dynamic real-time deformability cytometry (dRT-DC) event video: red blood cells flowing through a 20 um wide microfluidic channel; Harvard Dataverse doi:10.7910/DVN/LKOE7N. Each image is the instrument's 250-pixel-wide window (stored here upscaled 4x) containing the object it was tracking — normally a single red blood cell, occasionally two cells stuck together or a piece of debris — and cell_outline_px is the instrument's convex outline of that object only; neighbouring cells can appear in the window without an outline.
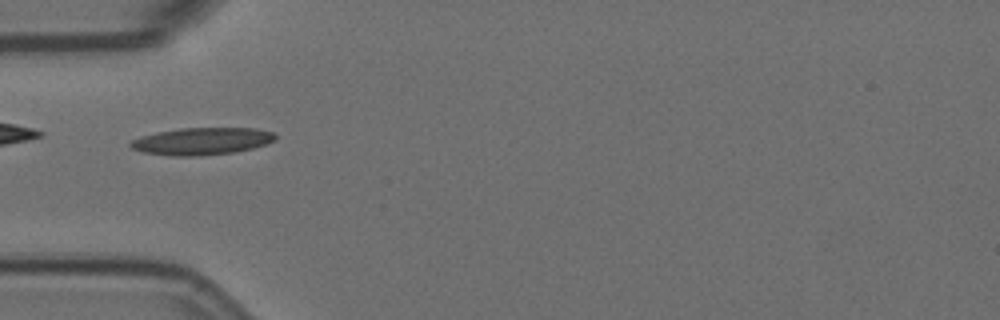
{"species": "Egyptian fruit bat (a non-hibernating species)", "species_latin": "Rousettus aegyptiacus", "temperature_condition": "room temperature", "stored_images_in_passage": 2, "camera_frame_rate_fps": 3000, "um_per_image_px": 0.085, "animal": {"sex": "female"}, "frame": {"image": 1, "passage_image": 1, "time_ms": 0.0, "image_size_px": [1000, 320], "cell_outline_px": [[276, 140], [252, 148], [232, 152], [200, 156], [172, 156], [144, 152], [132, 148], [128, 144], [132, 140], [156, 132], [180, 128], [256, 128], [272, 132], [276, 136]], "centroid_in_image_um": [17.15, 12.0], "position_along_channel_um": 67.8, "area_um2": 22.77}}
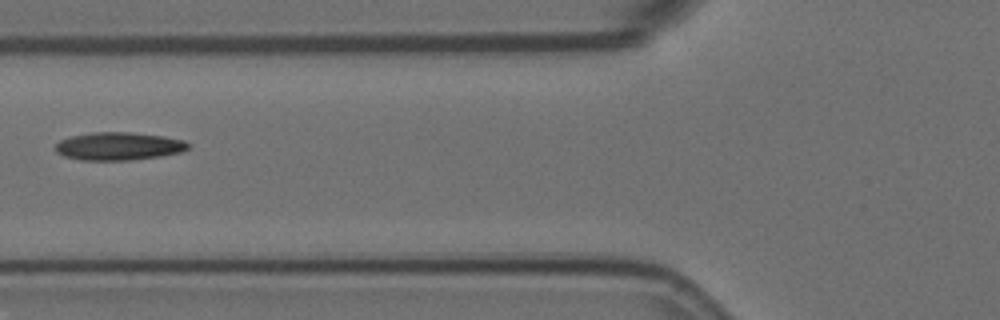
{"frame": {"image": 2, "passage_image": 2, "time_ms": 0.333, "image_size_px": [1000, 320], "cell_outline_px": [[188, 148], [180, 152], [160, 156], [128, 160], [80, 160], [64, 156], [56, 152], [56, 144], [60, 140], [72, 136], [92, 132], [128, 132], [164, 136], [184, 140], [188, 144]], "centroid_in_image_um": [10.06, 12.42], "position_along_channel_um": 115.7, "area_um2": 21.44}}